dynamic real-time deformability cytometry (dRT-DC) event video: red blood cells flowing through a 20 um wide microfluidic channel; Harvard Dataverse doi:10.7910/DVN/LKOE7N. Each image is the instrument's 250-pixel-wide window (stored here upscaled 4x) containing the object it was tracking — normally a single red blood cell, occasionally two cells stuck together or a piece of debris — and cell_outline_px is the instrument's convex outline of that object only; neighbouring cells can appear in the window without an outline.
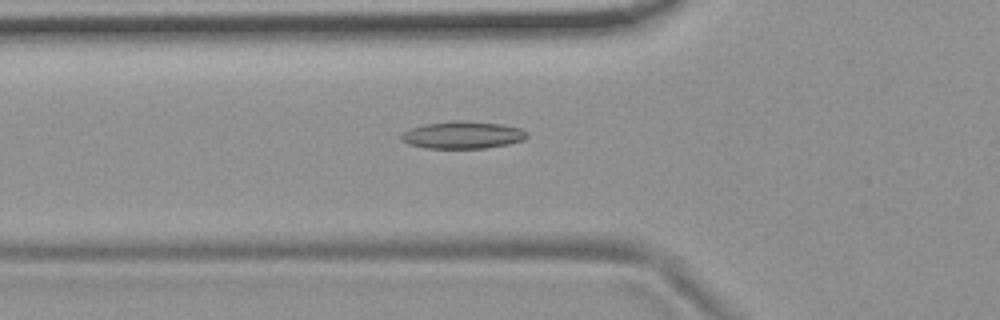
{"species": "common noctule bat (a hibernating species)", "species_latin": "Nyctalus noctula", "temperature_condition": "room temperature", "stored_images_in_passage": 40, "camera_frame_rate_fps": 3000, "um_per_image_px": 0.085, "animal": {"sex": "female", "body_mass_g": 19.9}, "frame": {"image": 1, "passage_image": 5, "time_ms": 1.333, "image_size_px": [1000, 320], "cell_outline_px": [[528, 136], [524, 140], [508, 144], [484, 148], [428, 148], [408, 144], [400, 140], [400, 136], [408, 128], [424, 124], [456, 120], [464, 120], [504, 124], [520, 128], [528, 132]], "centroid_in_image_um": [39.33, 11.46], "position_along_channel_um": 86.5, "area_um2": 20.23}}
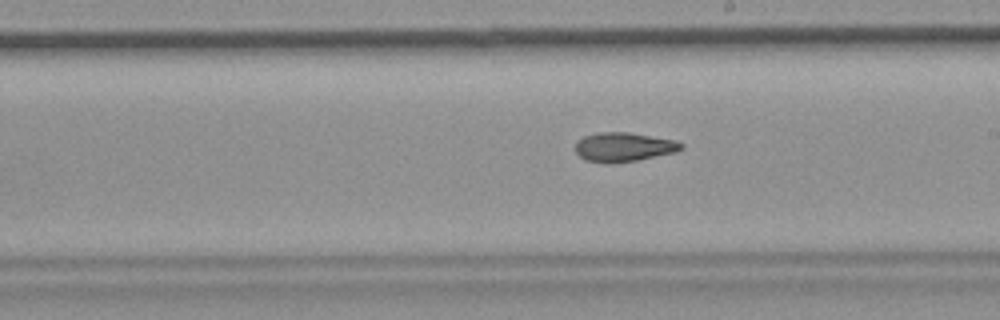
{"frame": {"image": 2, "passage_image": 17, "time_ms": 5.333, "image_size_px": [1000, 320], "cell_outline_px": [[684, 148], [676, 152], [636, 160], [608, 164], [604, 164], [584, 160], [576, 152], [576, 140], [584, 136], [600, 132], [628, 132], [676, 140], [684, 144]], "centroid_in_image_um": [53.01, 12.5], "position_along_channel_um": 236.0, "area_um2": 18.15}}
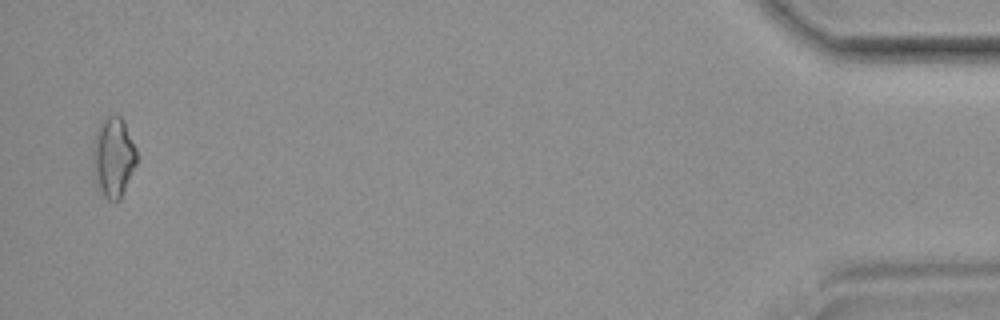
{"frame": {"image": 3, "passage_image": 39, "time_ms": 12.667, "image_size_px": [1000, 320], "cell_outline_px": [[136, 164], [120, 200], [108, 200], [104, 196], [92, 172], [92, 144], [100, 120], [104, 116], [120, 116], [124, 120], [136, 148]], "centroid_in_image_um": [9.61, 13.32], "position_along_channel_um": 425.6, "area_um2": 20.58}, "authors_computed_cell_mechanics": {"area_um2": 18.0336, "velocity_mm_per_s": 3.7323, "shape_relaxation_time_tau1_ms": null, "shape_relaxation_time_tau2_ms": 7.1021, "deformation_change_tau1": null, "deformation_change_tau2": 0.1616}}